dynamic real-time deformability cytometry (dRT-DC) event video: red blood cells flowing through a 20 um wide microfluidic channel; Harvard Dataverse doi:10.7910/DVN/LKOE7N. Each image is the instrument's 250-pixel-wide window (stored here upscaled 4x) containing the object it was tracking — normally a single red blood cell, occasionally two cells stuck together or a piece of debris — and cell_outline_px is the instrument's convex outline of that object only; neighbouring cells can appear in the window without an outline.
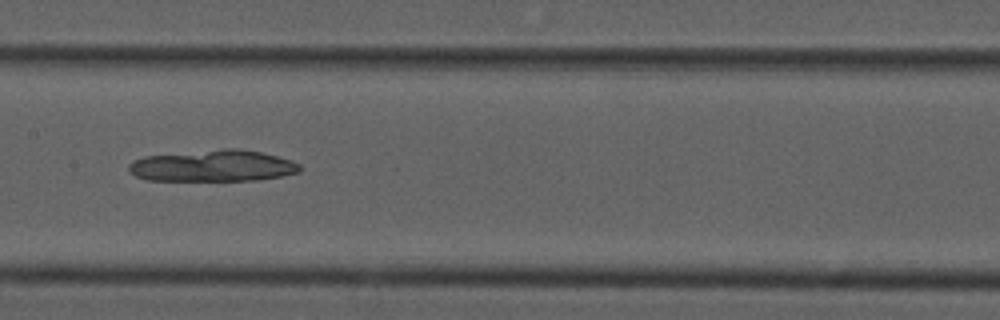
{"species": "common noctule bat (a hibernating species)", "species_latin": "Nyctalus noctula", "temperature_condition": "cold", "stored_images_in_passage": 52, "camera_frame_rate_fps": 3000, "um_per_image_px": 0.085, "animal": {"sex": "male", "forearm_length_mm": 52.5}, "frame": {"image": 1, "passage_image": 26, "time_ms": 8.333, "image_size_px": [1000, 320], "cell_outline_px": [[304, 168], [300, 172], [280, 176], [256, 180], [148, 180], [136, 176], [128, 172], [128, 164], [144, 156], [224, 148], [236, 148], [260, 152], [292, 160], [300, 164]], "centroid_in_image_um": [18.12, 14.09], "position_along_channel_um": 189.3, "area_um2": 31.44}}
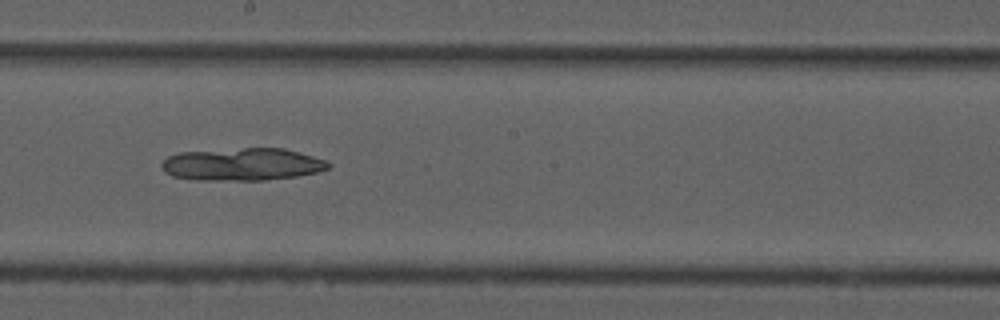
{"frame": {"image": 2, "passage_image": 29, "time_ms": 9.333, "image_size_px": [1000, 320], "cell_outline_px": [[332, 164], [328, 168], [316, 172], [296, 176], [264, 180], [196, 180], [172, 176], [164, 172], [160, 168], [160, 164], [168, 156], [180, 152], [244, 148], [284, 148], [312, 156], [324, 160]], "centroid_in_image_um": [20.54, 13.97], "position_along_channel_um": 227.7, "area_um2": 31.56}}